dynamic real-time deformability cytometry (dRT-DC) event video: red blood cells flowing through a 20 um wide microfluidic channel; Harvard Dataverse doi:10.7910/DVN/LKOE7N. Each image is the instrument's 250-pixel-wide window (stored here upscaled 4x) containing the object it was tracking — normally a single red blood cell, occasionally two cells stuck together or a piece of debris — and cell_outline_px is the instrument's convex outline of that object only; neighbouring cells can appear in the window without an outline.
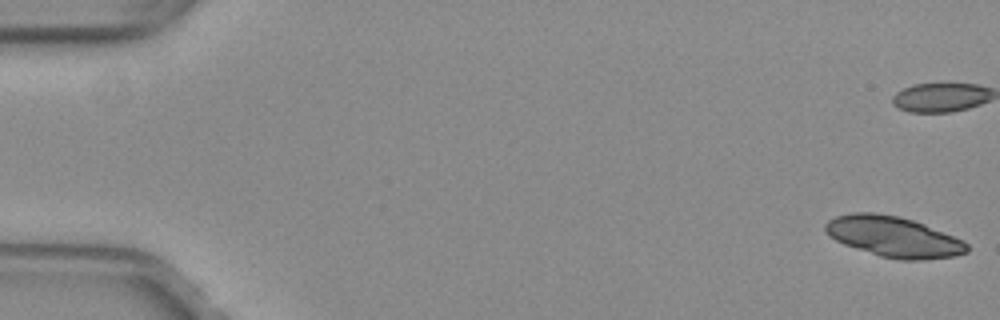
{"species": "common noctule bat (a hibernating species)", "species_latin": "Nyctalus noctula", "temperature_condition": "warm", "stored_images_in_passage": 54, "camera_frame_rate_fps": 3000, "um_per_image_px": 0.085, "animal": {"sex": "female", "body_mass_g": 29.2, "forearm_length_mm": 56.3}, "frame": {"image": 1, "passage_image": 1, "time_ms": 0.0, "image_size_px": [1000, 320], "cell_outline_px": [[968, 252], [956, 256], [924, 260], [900, 260], [880, 256], [844, 244], [836, 240], [824, 228], [824, 224], [828, 220], [836, 216], [852, 212], [876, 212], [900, 216], [924, 224], [964, 240], [968, 244]], "centroid_in_image_um": [75.98, 20.12], "position_along_channel_um": 9.0, "area_um2": 33.52}, "authors_computed_cell_mechanics": {"area_um2": 18.9873, "velocity_mm_per_s": 3.9816, "shape_relaxation_time_tau1_ms": null, "shape_relaxation_time_tau2_ms": 1.3616, "deformation_change_tau1": null, "deformation_change_tau2": 0.0648}}